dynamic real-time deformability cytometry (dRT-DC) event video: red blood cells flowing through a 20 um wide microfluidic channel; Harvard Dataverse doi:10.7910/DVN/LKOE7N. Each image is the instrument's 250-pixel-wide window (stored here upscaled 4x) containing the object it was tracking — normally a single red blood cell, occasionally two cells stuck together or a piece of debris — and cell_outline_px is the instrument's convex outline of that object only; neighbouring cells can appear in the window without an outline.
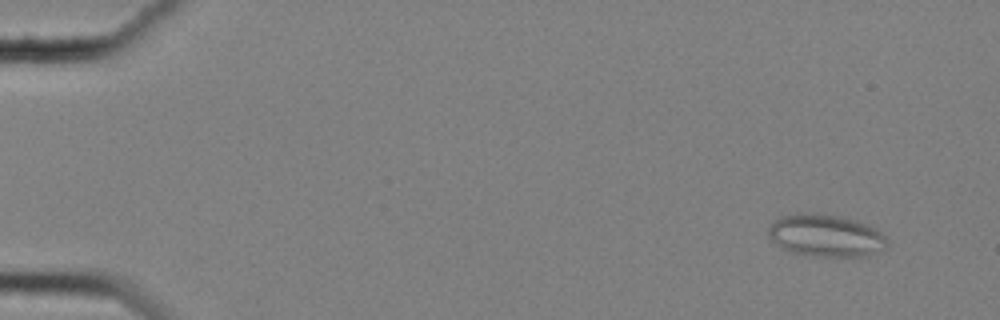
{"species": "common noctule bat (a hibernating species)", "species_latin": "Nyctalus noctula", "temperature_condition": "cold", "stored_images_in_passage": 55, "camera_frame_rate_fps": 3000, "um_per_image_px": 0.085, "animal": {"sex": "female", "body_mass_g": 25.1}, "frame": {"image": 1, "passage_image": 1, "time_ms": 0.0, "image_size_px": [1000, 320], "cell_outline_px": [[888, 244], [884, 248], [868, 256], [812, 256], [792, 252], [780, 248], [768, 236], [768, 228], [780, 216], [796, 212], [824, 212], [856, 220], [868, 224], [876, 228], [888, 240]], "centroid_in_image_um": [70.18, 20.0], "position_along_channel_um": 14.8, "area_um2": 29.77}}
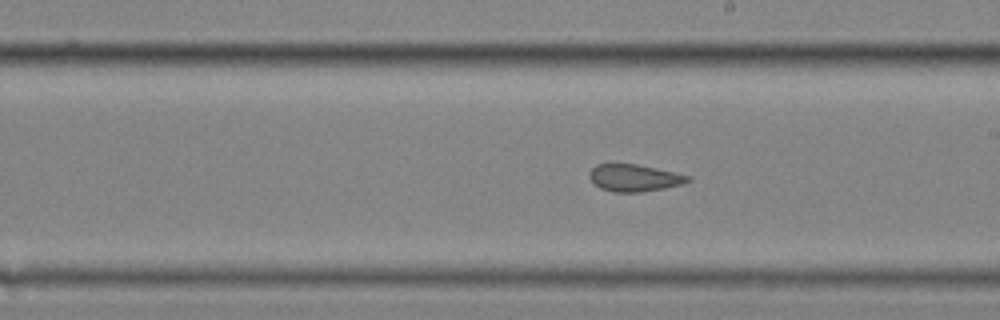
{"frame": {"image": 2, "passage_image": 31, "time_ms": 10.0, "image_size_px": [1000, 320], "cell_outline_px": [[692, 180], [684, 184], [664, 188], [640, 192], [616, 192], [600, 188], [588, 176], [588, 172], [596, 164], [636, 164], [656, 168], [692, 176]], "centroid_in_image_um": [53.94, 15.11], "position_along_channel_um": 235.1, "area_um2": 15.55}}
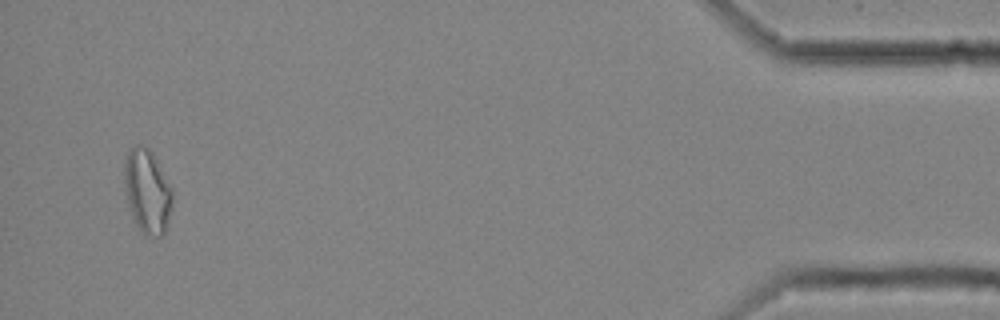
{"frame": {"image": 3, "passage_image": 53, "time_ms": 17.333, "image_size_px": [1000, 320], "cell_outline_px": [[172, 208], [164, 232], [160, 236], [144, 236], [136, 224], [132, 216], [128, 204], [124, 180], [124, 160], [128, 152], [136, 144], [144, 144], [152, 152], [172, 188]], "centroid_in_image_um": [12.51, 16.25], "position_along_channel_um": 422.7, "area_um2": 23.52}, "authors_computed_cell_mechanics": {"area_um2": 18.4382, "velocity_mm_per_s": 3.5189, "shape_relaxation_time_tau1_ms": null, "shape_relaxation_time_tau2_ms": 1.6732, "deformation_change_tau1": null, "deformation_change_tau2": 0.0799}}